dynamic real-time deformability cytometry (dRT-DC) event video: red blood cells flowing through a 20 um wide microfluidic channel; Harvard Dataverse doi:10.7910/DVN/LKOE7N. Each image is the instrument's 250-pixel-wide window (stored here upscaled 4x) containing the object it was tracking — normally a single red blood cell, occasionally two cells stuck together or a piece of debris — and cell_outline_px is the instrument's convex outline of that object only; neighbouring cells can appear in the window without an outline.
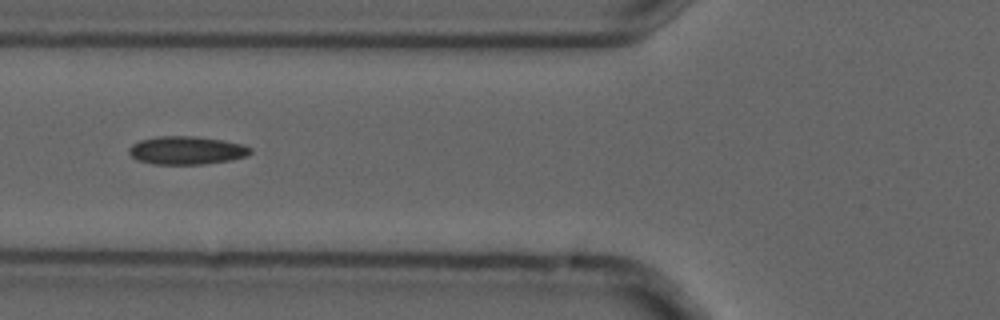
{"species": "common noctule bat (a hibernating species)", "species_latin": "Nyctalus noctula", "temperature_condition": "cold", "stored_images_in_passage": 6, "camera_frame_rate_fps": 3000, "um_per_image_px": 0.085, "animal": {"sex": "male", "forearm_length_mm": 52.5}, "frame": {"image": 1, "passage_image": 4, "time_ms": 1.0, "image_size_px": [1000, 320], "cell_outline_px": [[252, 152], [248, 156], [232, 160], [204, 164], [152, 164], [136, 160], [128, 152], [128, 148], [132, 144], [140, 140], [156, 136], [196, 136], [224, 140], [244, 144], [252, 148]], "centroid_in_image_um": [15.88, 12.78], "position_along_channel_um": 109.9, "area_um2": 20.29}}
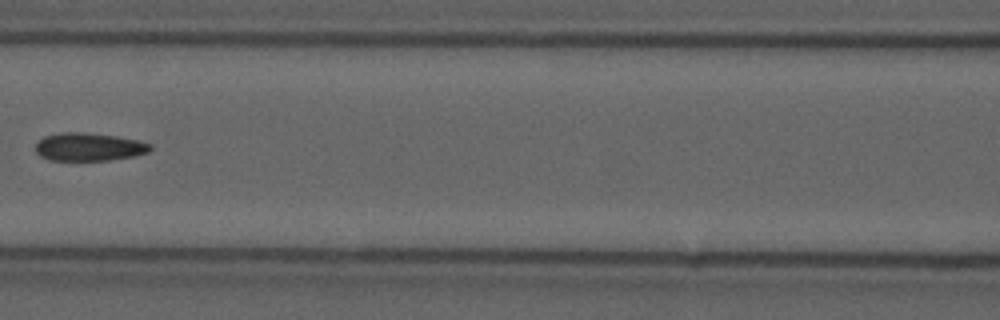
{"frame": {"image": 2, "passage_image": 5, "time_ms": 1.333, "image_size_px": [1000, 320], "cell_outline_px": [[152, 148], [148, 152], [132, 156], [108, 160], [48, 160], [40, 156], [36, 152], [36, 144], [44, 136], [60, 132], [84, 132], [116, 136], [136, 140], [152, 144]], "centroid_in_image_um": [7.53, 12.48], "position_along_channel_um": 159.1, "area_um2": 18.67}}
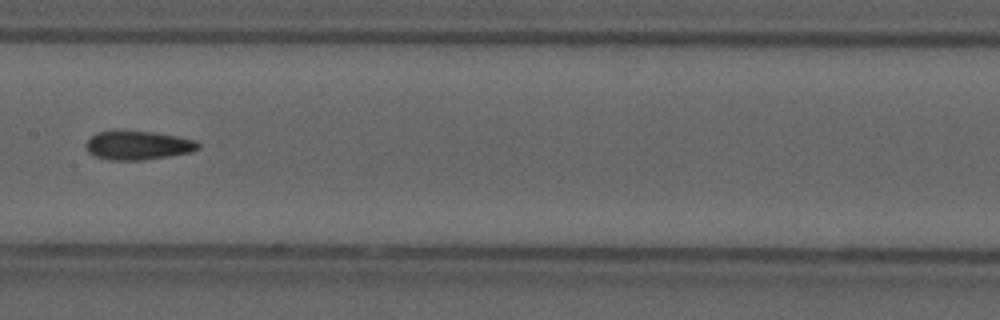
{"frame": {"image": 3, "passage_image": 6, "time_ms": 1.667, "image_size_px": [1000, 320], "cell_outline_px": [[200, 148], [192, 152], [140, 160], [108, 160], [96, 156], [88, 152], [84, 144], [96, 132], [116, 128], [120, 128], [156, 132], [196, 140], [200, 144]], "centroid_in_image_um": [11.68, 12.3], "position_along_channel_um": 195.7, "area_um2": 19.48}}